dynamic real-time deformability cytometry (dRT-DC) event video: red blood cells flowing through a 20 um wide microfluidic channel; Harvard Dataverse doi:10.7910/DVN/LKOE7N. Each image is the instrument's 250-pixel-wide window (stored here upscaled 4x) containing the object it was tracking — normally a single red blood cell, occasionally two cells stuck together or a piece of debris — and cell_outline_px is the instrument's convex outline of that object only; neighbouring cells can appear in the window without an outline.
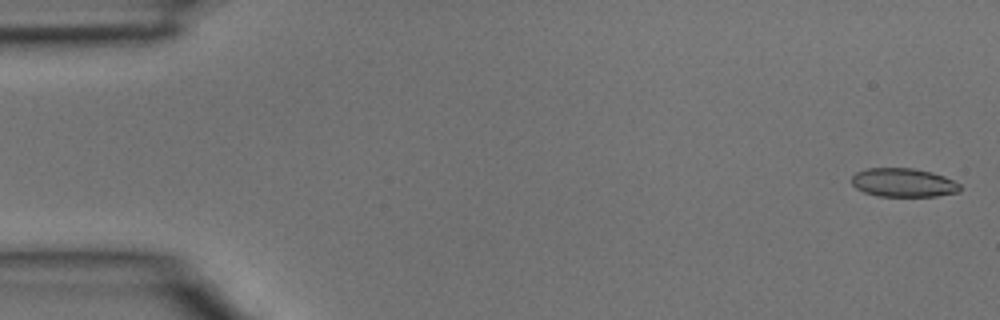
{"species": "common noctule bat (a hibernating species)", "species_latin": "Nyctalus noctula", "temperature_condition": "room temperature", "stored_images_in_passage": 3, "segment_of_instrument_passage": [2, 2], "camera_frame_rate_fps": 3000, "um_per_image_px": 0.085, "animal": {"sex": "male", "body_mass_g": 15.6}, "frame": {"image": 1, "passage_image": 3, "time_ms": 0.667, "image_size_px": [1000, 320], "cell_outline_px": [[960, 192], [936, 196], [876, 196], [864, 192], [856, 188], [852, 184], [852, 176], [856, 172], [868, 168], [912, 168], [932, 172], [944, 176], [960, 184]], "centroid_in_image_um": [76.78, 15.52], "position_along_channel_um": 8.2, "area_um2": 18.15}}